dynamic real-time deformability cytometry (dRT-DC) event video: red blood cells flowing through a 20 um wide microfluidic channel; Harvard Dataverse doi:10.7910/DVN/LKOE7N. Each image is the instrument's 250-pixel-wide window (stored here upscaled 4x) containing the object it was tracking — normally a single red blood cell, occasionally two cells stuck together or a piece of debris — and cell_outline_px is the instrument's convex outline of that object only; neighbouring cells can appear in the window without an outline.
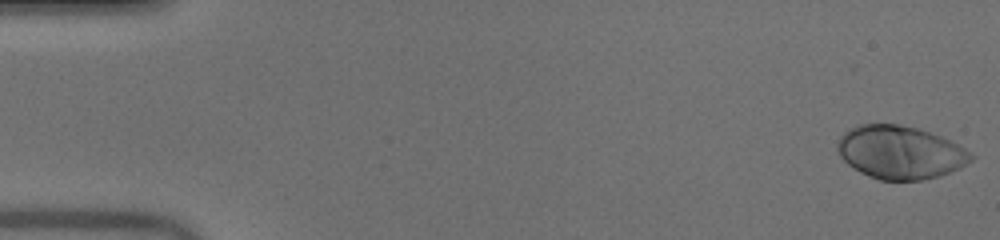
{"species": "human", "species_latin": "Homo sapiens", "temperature_condition": "warm", "stored_images_in_passage": 51, "camera_frame_rate_fps": 3000, "um_per_image_px": 0.085, "donor": {"sex": "male"}, "frame": {"image": 1, "passage_image": 1, "time_ms": 0.0, "image_size_px": [1000, 240], "cell_outline_px": [[976, 156], [972, 160], [940, 176], [924, 180], [880, 180], [868, 176], [860, 172], [848, 164], [840, 156], [836, 148], [836, 144], [840, 136], [848, 128], [856, 124], [900, 124], [916, 128], [940, 136], [964, 148]], "centroid_in_image_um": [76.46, 12.94], "position_along_channel_um": 8.5, "area_um2": 41.27}}
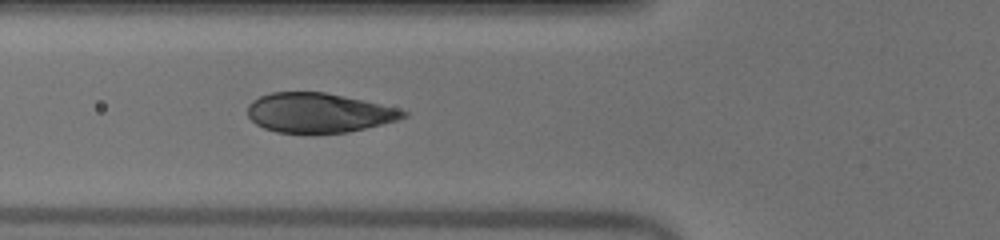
{"frame": {"image": 2, "passage_image": 19, "time_ms": 6.0, "image_size_px": [1000, 240], "cell_outline_px": [[408, 116], [396, 120], [348, 132], [276, 132], [264, 128], [256, 124], [248, 116], [248, 104], [252, 100], [260, 96], [272, 92], [324, 92], [364, 100], [400, 108], [408, 112]], "centroid_in_image_um": [27.09, 9.57], "position_along_channel_um": 98.7, "area_um2": 35.6}}
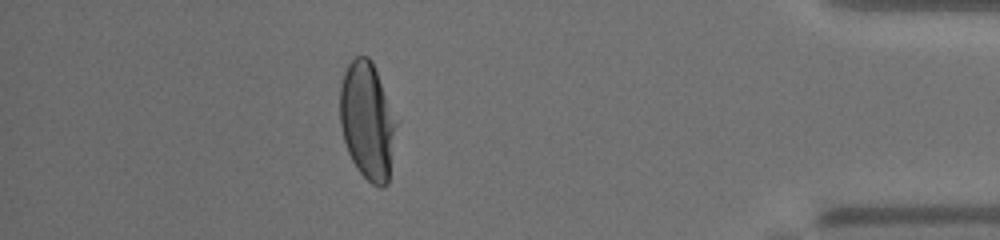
{"frame": {"image": 3, "passage_image": 45, "time_ms": 14.667, "image_size_px": [1000, 240], "cell_outline_px": [[400, 120], [388, 184], [380, 188], [372, 184], [356, 168], [348, 152], [344, 140], [340, 124], [340, 88], [344, 72], [348, 64], [356, 56], [368, 56], [372, 60]], "centroid_in_image_um": [31.29, 10.27], "position_along_channel_um": 403.9, "area_um2": 39.82}, "authors_computed_cell_mechanics": {"area_um2": 39.304, "velocity_mm_per_s": 4.0256, "shape_relaxation_time_tau1_ms": 2.4003, "shape_relaxation_time_tau2_ms": null, "deformation_change_tau1": 0.1777, "deformation_change_tau2": null}}